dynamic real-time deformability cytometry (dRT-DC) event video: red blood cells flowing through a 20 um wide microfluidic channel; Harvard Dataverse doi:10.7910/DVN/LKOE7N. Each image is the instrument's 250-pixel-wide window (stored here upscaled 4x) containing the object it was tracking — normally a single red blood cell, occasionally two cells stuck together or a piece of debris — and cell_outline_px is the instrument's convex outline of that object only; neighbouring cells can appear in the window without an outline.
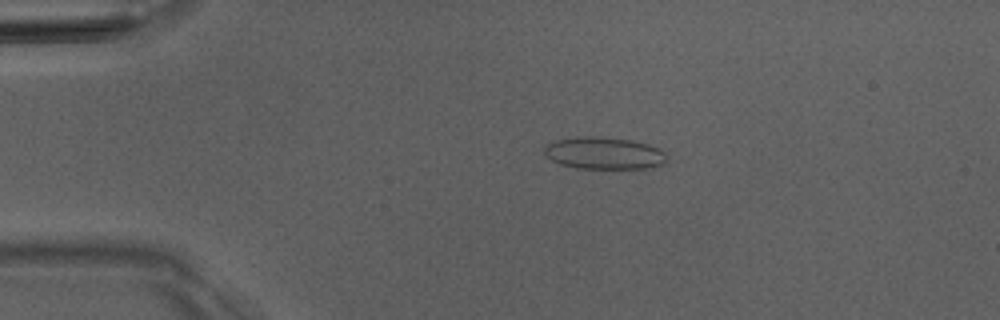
{"species": "Egyptian fruit bat (a non-hibernating species)", "species_latin": "Rousettus aegyptiacus", "temperature_condition": "room temperature", "stored_images_in_passage": 3, "camera_frame_rate_fps": 3000, "um_per_image_px": 0.085, "animal": {"sex": "male"}, "frame": {"image": 1, "passage_image": 2, "time_ms": 1.333, "image_size_px": [1000, 320], "cell_outline_px": [[668, 156], [664, 164], [648, 168], [576, 168], [560, 164], [544, 156], [544, 144], [556, 140], [588, 136], [592, 136], [628, 140], [648, 144], [660, 148]], "centroid_in_image_um": [51.33, 13.03], "position_along_channel_um": 33.7, "area_um2": 22.89}}